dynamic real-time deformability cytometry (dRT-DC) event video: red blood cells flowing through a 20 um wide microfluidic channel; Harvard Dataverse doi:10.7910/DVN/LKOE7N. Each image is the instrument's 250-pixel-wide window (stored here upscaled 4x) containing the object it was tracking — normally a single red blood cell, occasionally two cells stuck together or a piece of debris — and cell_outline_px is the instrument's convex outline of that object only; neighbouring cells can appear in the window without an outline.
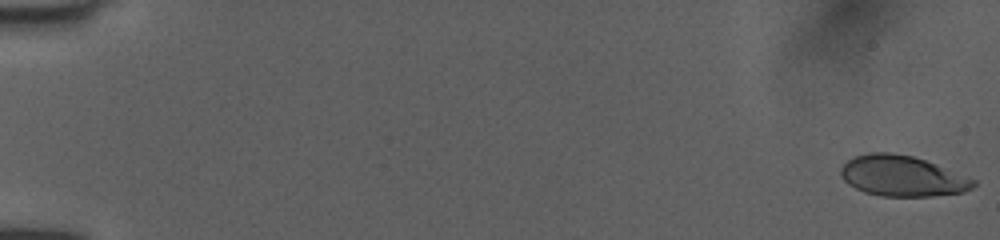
{"species": "human", "species_latin": "Homo sapiens", "temperature_condition": "room temperature", "stored_images_in_passage": 24, "camera_frame_rate_fps": 3000, "um_per_image_px": 0.085, "donor": {"sex": "female"}, "frame": {"image": 1, "passage_image": 1, "time_ms": 0.0, "image_size_px": [1000, 240], "cell_outline_px": [[976, 184], [972, 188], [964, 192], [932, 196], [880, 196], [864, 192], [848, 184], [840, 176], [840, 168], [848, 160], [856, 156], [868, 152], [892, 152], [912, 156], [924, 160], [976, 180]], "centroid_in_image_um": [76.66, 14.96], "position_along_channel_um": 8.3, "area_um2": 31.27}}
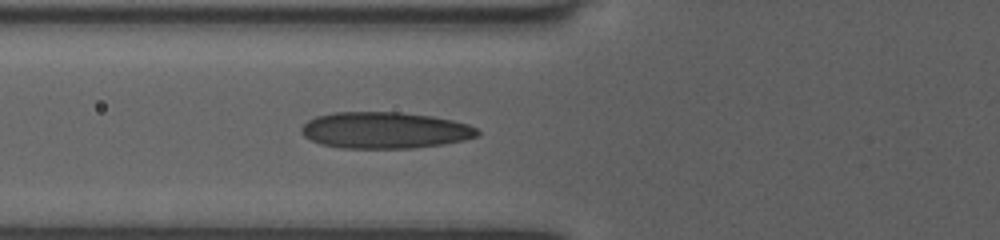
{"frame": {"image": 2, "passage_image": 21, "time_ms": 6.667, "image_size_px": [1000, 240], "cell_outline_px": [[480, 136], [464, 140], [444, 144], [412, 148], [340, 148], [320, 144], [304, 136], [300, 132], [300, 128], [308, 120], [316, 116], [332, 112], [400, 112], [432, 116], [452, 120], [468, 124], [476, 128], [480, 132]], "centroid_in_image_um": [32.71, 11.07], "position_along_channel_um": 93.1, "area_um2": 37.63}}
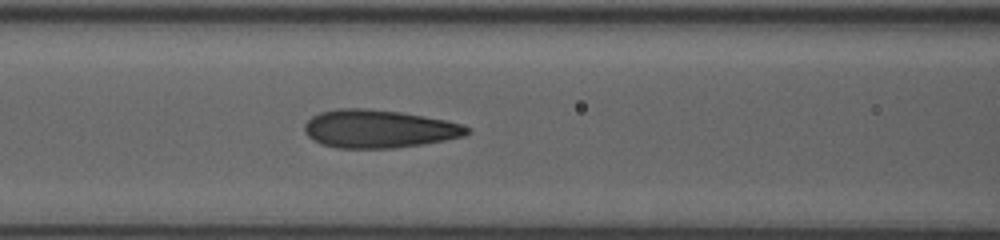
{"frame": {"image": 3, "passage_image": 24, "time_ms": 7.667, "image_size_px": [1000, 240], "cell_outline_px": [[472, 132], [464, 136], [444, 140], [420, 144], [392, 148], [336, 148], [320, 144], [312, 140], [304, 132], [304, 124], [312, 116], [320, 112], [336, 108], [368, 108], [400, 112], [448, 120], [472, 128]], "centroid_in_image_um": [32.18, 10.94], "position_along_channel_um": 134.4, "area_um2": 36.3}}